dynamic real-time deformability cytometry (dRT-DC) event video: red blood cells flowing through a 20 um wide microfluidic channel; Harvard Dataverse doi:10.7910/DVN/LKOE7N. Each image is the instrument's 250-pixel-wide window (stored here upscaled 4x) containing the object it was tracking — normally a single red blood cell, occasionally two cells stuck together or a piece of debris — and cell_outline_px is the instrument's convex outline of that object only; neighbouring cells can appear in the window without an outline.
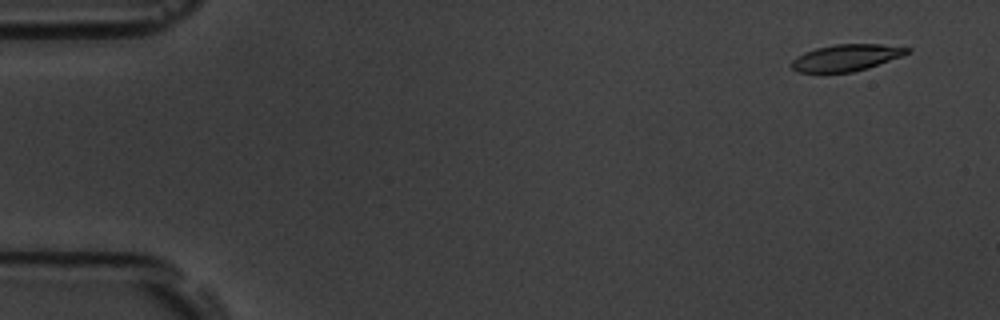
{"species": "common noctule bat (a hibernating species)", "species_latin": "Nyctalus noctula", "temperature_condition": "room temperature", "stored_images_in_passage": 7, "camera_frame_rate_fps": 3000, "um_per_image_px": 0.085, "animal": {"sex": "male", "body_mass_g": 19.5, "forearm_length_mm": 54.6}, "frame": {"image": 1, "passage_image": 2, "time_ms": 0.333, "image_size_px": [1000, 320], "cell_outline_px": [[912, 48], [908, 52], [900, 56], [868, 68], [852, 72], [800, 72], [792, 68], [788, 64], [796, 56], [804, 52], [816, 48], [836, 44], [880, 44]], "centroid_in_image_um": [71.88, 4.9], "position_along_channel_um": 13.1, "area_um2": 17.8}}
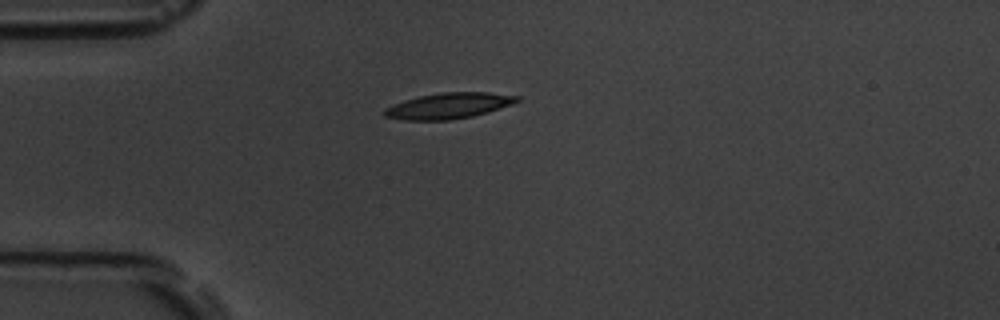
{"frame": {"image": 2, "passage_image": 5, "time_ms": 1.333, "image_size_px": [1000, 320], "cell_outline_px": [[520, 100], [512, 104], [488, 112], [472, 116], [448, 120], [404, 120], [384, 116], [384, 108], [404, 100], [420, 96], [440, 92], [488, 92], [520, 96]], "centroid_in_image_um": [38.15, 8.98], "position_along_channel_um": 46.9, "area_um2": 19.88}}
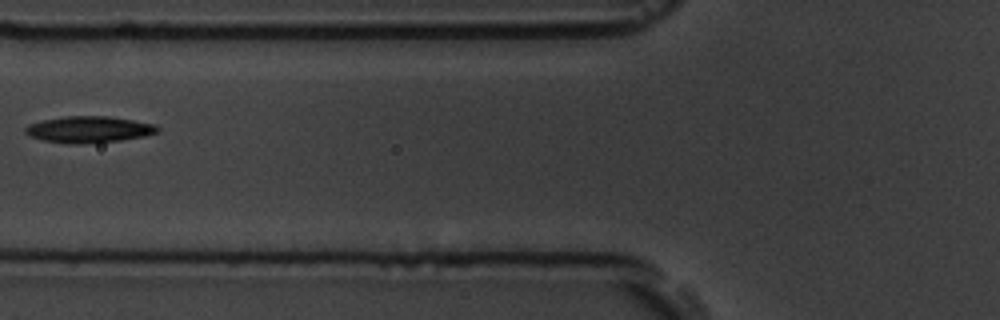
{"frame": {"image": 3, "passage_image": 7, "time_ms": 2.0, "image_size_px": [1000, 320], "cell_outline_px": [[160, 128], [156, 132], [144, 136], [120, 140], [76, 144], [72, 144], [44, 140], [28, 136], [24, 132], [24, 128], [28, 124], [44, 120], [64, 116], [108, 116], [156, 124]], "centroid_in_image_um": [7.53, 10.99], "position_along_channel_um": 118.3, "area_um2": 20.23}}